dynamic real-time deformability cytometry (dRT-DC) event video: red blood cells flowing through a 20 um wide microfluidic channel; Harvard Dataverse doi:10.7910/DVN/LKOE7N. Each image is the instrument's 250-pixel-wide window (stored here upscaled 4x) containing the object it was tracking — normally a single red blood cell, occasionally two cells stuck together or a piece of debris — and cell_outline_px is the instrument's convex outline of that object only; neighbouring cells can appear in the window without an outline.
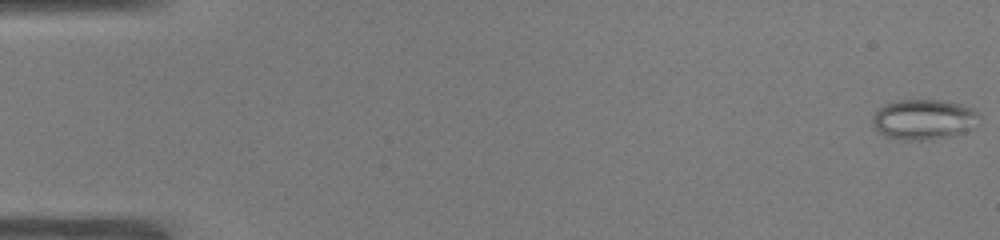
{"species": "common noctule bat (a hibernating species)", "species_latin": "Nyctalus noctula", "temperature_condition": "warm", "stored_images_in_passage": 52, "camera_frame_rate_fps": 3000, "um_per_image_px": 0.085, "animal": {"sex": "male", "body_mass_g": 19.0, "forearm_length_mm": 50.8}, "frame": {"image": 1, "passage_image": 1, "time_ms": 0.0, "image_size_px": [1000, 240], "cell_outline_px": [[980, 116], [964, 132], [952, 136], [924, 140], [900, 140], [884, 136], [872, 124], [872, 116], [884, 104], [896, 100], [940, 100], [960, 104], [972, 108]], "centroid_in_image_um": [78.45, 10.15], "position_along_channel_um": 6.5, "area_um2": 24.8}}
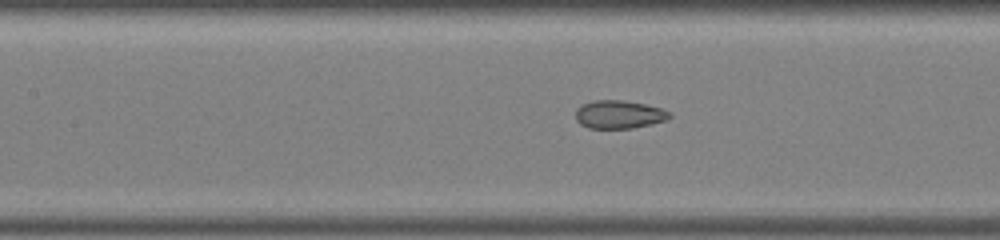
{"frame": {"image": 2, "passage_image": 24, "time_ms": 7.667, "image_size_px": [1000, 240], "cell_outline_px": [[672, 116], [668, 120], [652, 124], [632, 128], [588, 128], [580, 124], [576, 120], [576, 108], [580, 104], [592, 100], [624, 100], [644, 104], [660, 108], [672, 112]], "centroid_in_image_um": [52.62, 9.72], "position_along_channel_um": 154.8, "area_um2": 15.66}}
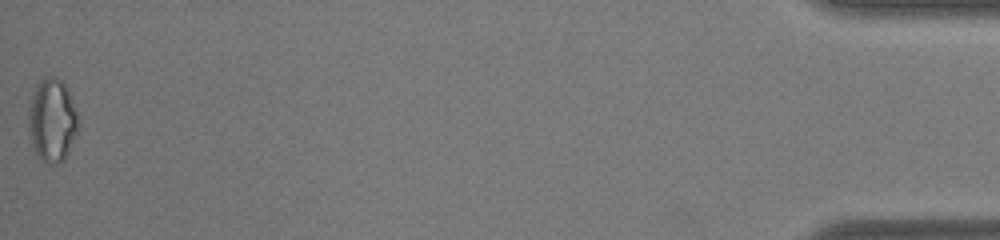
{"frame": {"image": 3, "passage_image": 52, "time_ms": 17.0, "image_size_px": [1000, 240], "cell_outline_px": [[76, 132], [68, 152], [64, 160], [56, 164], [40, 160], [32, 144], [28, 132], [28, 116], [32, 96], [36, 84], [48, 76], [56, 76], [68, 88], [76, 112]], "centroid_in_image_um": [4.4, 10.21], "position_along_channel_um": 430.8, "area_um2": 23.7}, "authors_computed_cell_mechanics": {"area_um2": 17.9469, "velocity_mm_per_s": 3.952, "shape_relaxation_time_tau1_ms": null, "shape_relaxation_time_tau2_ms": 1.0272, "deformation_change_tau1": null, "deformation_change_tau2": 0.06}}